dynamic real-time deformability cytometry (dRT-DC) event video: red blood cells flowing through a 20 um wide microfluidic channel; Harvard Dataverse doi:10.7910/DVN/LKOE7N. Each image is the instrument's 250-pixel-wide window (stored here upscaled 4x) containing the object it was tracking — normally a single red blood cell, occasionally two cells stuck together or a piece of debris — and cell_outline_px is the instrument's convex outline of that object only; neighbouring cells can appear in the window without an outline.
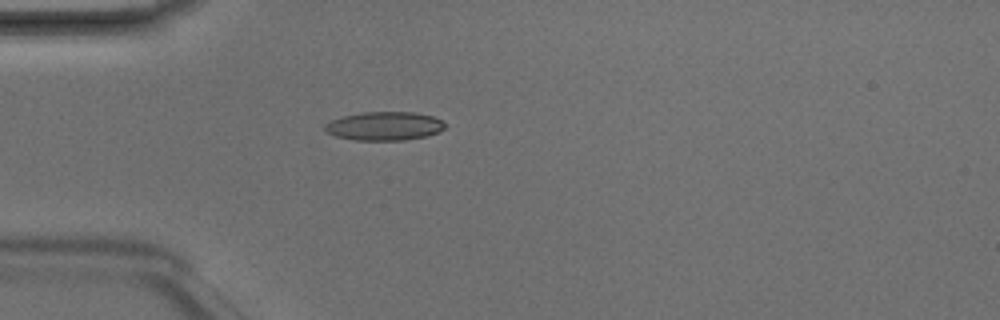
{"species": "Egyptian fruit bat (a non-hibernating species)", "species_latin": "Rousettus aegyptiacus", "temperature_condition": "room temperature", "stored_images_in_passage": 2, "camera_frame_rate_fps": 3000, "um_per_image_px": 0.085, "animal": {"sex": "male"}, "frame": {"image": 1, "passage_image": 2, "time_ms": 0.333, "image_size_px": [1000, 320], "cell_outline_px": [[448, 124], [444, 128], [428, 136], [404, 140], [356, 140], [336, 136], [324, 132], [324, 124], [332, 120], [344, 116], [364, 112], [412, 112], [432, 116]], "centroid_in_image_um": [32.66, 10.72], "position_along_channel_um": 52.3, "area_um2": 20.0}}